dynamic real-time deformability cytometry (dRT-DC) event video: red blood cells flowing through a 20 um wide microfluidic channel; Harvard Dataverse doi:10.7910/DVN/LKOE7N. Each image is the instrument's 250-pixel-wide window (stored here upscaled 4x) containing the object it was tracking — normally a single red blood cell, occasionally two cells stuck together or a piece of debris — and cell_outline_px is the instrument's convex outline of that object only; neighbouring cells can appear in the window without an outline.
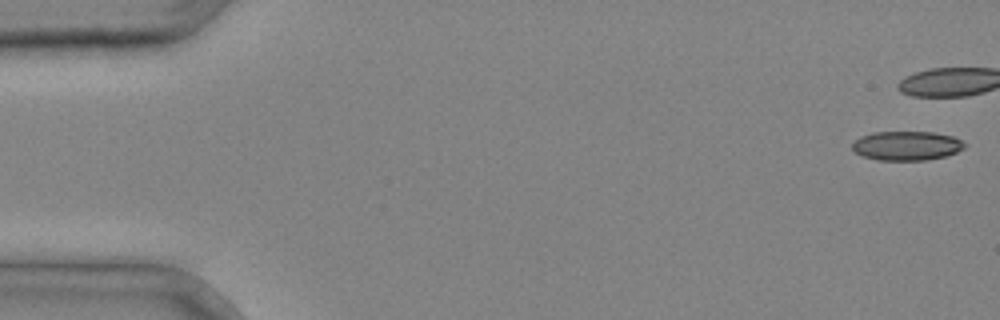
{"species": "common noctule bat (a hibernating species)", "species_latin": "Nyctalus noctula", "temperature_condition": "cold", "stored_images_in_passage": 4, "camera_frame_rate_fps": 3000, "um_per_image_px": 0.085, "animal": {"sex": "male", "body_mass_g": 20.4}, "frame": {"image": 1, "passage_image": 1, "time_ms": 0.0, "image_size_px": [1000, 320], "cell_outline_px": [[968, 144], [964, 148], [956, 152], [944, 156], [924, 160], [876, 160], [864, 156], [856, 152], [852, 148], [852, 144], [860, 136], [872, 132], [932, 132], [952, 136]], "centroid_in_image_um": [77.06, 12.38], "position_along_channel_um": 7.9, "area_um2": 19.02}}